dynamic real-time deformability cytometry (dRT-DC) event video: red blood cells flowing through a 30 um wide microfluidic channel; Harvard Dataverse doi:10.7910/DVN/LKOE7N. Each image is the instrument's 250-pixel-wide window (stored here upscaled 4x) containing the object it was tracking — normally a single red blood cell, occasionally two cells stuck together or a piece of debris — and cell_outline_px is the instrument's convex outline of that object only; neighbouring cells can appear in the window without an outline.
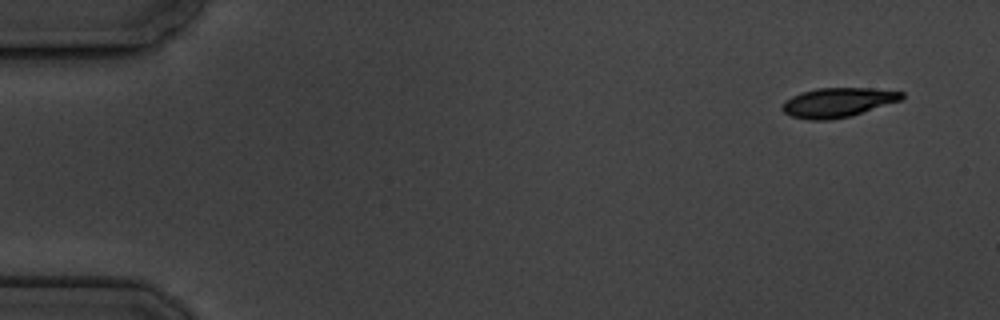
{"species": "common noctule bat (a hibernating species)", "species_latin": "Nyctalus noctula", "temperature_condition": "cold", "stored_images_in_passage": 4, "camera_frame_rate_fps": 3000, "um_per_image_px": 0.085, "animal": {"sex": "male", "body_mass_g": 19.5, "forearm_length_mm": 54.6}, "frame": {"image": 1, "passage_image": 1, "time_ms": 0.0, "image_size_px": [1000, 320], "cell_outline_px": [[904, 100], [852, 116], [828, 120], [808, 120], [792, 116], [784, 112], [780, 108], [784, 100], [800, 92], [816, 88], [872, 88], [904, 92]], "centroid_in_image_um": [71.23, 8.71], "position_along_channel_um": 13.8, "area_um2": 20.87}}
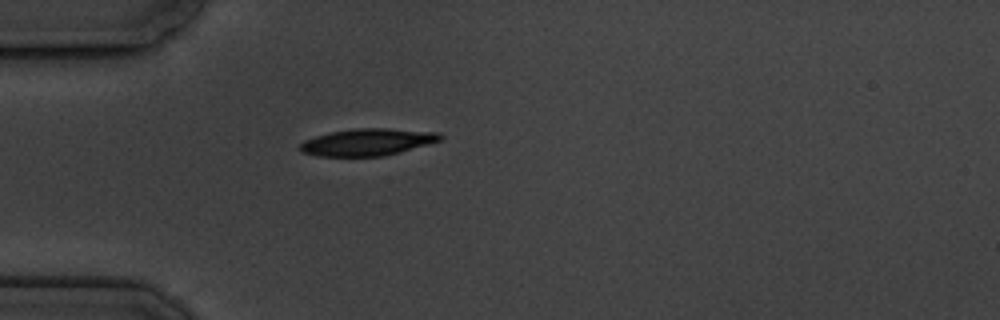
{"frame": {"image": 2, "passage_image": 4, "time_ms": 4.333, "image_size_px": [1000, 320], "cell_outline_px": [[444, 136], [440, 140], [428, 144], [400, 152], [384, 156], [316, 156], [300, 152], [300, 144], [304, 140], [328, 132], [356, 128], [384, 128], [440, 132]], "centroid_in_image_um": [31.22, 12.07], "position_along_channel_um": 53.8, "area_um2": 22.14}}